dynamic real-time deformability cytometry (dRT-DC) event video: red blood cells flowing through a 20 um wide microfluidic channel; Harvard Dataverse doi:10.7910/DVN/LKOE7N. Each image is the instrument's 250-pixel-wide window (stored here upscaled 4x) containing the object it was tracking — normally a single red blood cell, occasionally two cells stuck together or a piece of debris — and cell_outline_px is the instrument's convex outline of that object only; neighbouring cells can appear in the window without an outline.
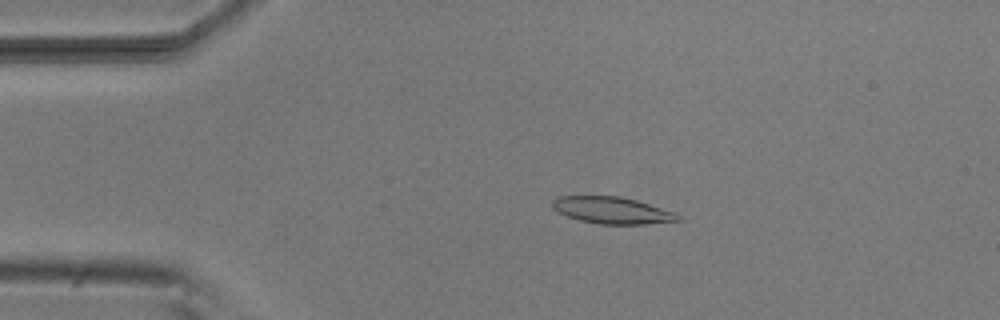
{"species": "common noctule bat (a hibernating species)", "species_latin": "Nyctalus noctula", "temperature_condition": "room temperature", "stored_images_in_passage": 52, "camera_frame_rate_fps": 3000, "um_per_image_px": 0.085, "animal": {"sex": "male", "body_mass_g": 20.5, "forearm_length_mm": 52.5}, "frame": {"image": 1, "passage_image": 10, "time_ms": 3.0, "image_size_px": [1000, 320], "cell_outline_px": [[684, 220], [644, 224], [600, 224], [580, 220], [568, 216], [552, 208], [552, 200], [560, 196], [620, 196], [636, 200], [676, 212]], "centroid_in_image_um": [52.07, 17.87], "position_along_channel_um": 32.9, "area_um2": 19.54}}
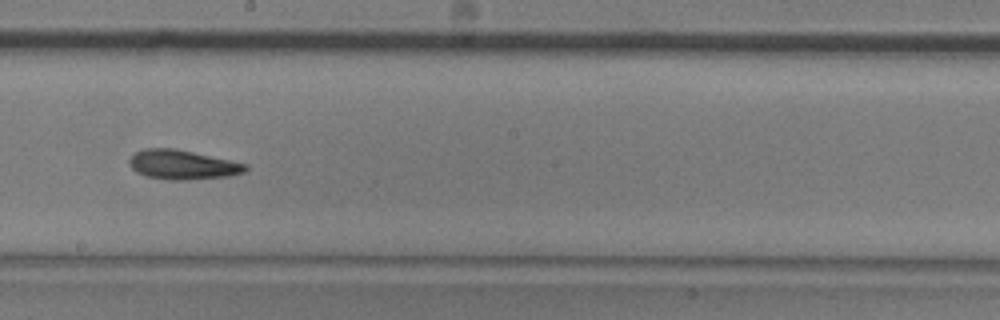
{"frame": {"image": 2, "passage_image": 29, "time_ms": 9.333, "image_size_px": [1000, 320], "cell_outline_px": [[248, 168], [244, 172], [228, 176], [188, 180], [172, 180], [144, 176], [136, 172], [128, 164], [128, 160], [136, 152], [144, 148], [176, 148], [248, 164]], "centroid_in_image_um": [15.5, 14.0], "position_along_channel_um": 232.7, "area_um2": 20.0}}
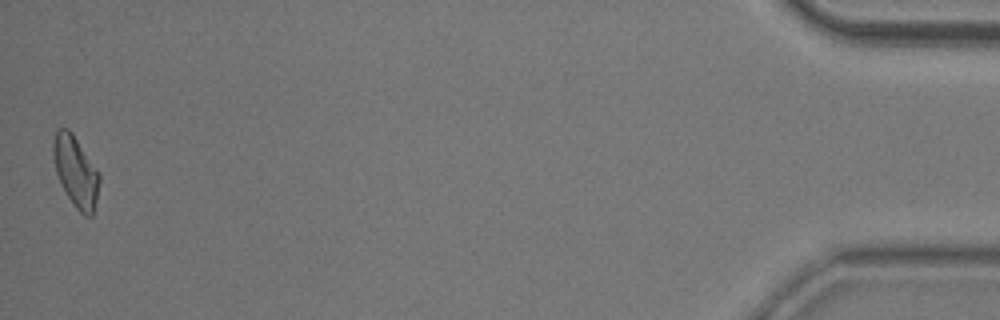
{"frame": {"image": 3, "passage_image": 52, "time_ms": 17.0, "image_size_px": [1000, 320], "cell_outline_px": [[100, 180], [96, 200], [92, 216], [84, 216], [76, 208], [68, 196], [56, 172], [52, 152], [52, 140], [56, 128], [68, 128], [72, 132], [100, 176]], "centroid_in_image_um": [6.41, 14.55], "position_along_channel_um": 428.8, "area_um2": 18.67}, "authors_computed_cell_mechanics": {"area_um2": 19.2185, "velocity_mm_per_s": 3.793, "shape_relaxation_time_tau1_ms": 4.4945, "shape_relaxation_time_tau2_ms": 2.8928, "deformation_change_tau1": 0.1284, "deformation_change_tau2": 0.0915}}